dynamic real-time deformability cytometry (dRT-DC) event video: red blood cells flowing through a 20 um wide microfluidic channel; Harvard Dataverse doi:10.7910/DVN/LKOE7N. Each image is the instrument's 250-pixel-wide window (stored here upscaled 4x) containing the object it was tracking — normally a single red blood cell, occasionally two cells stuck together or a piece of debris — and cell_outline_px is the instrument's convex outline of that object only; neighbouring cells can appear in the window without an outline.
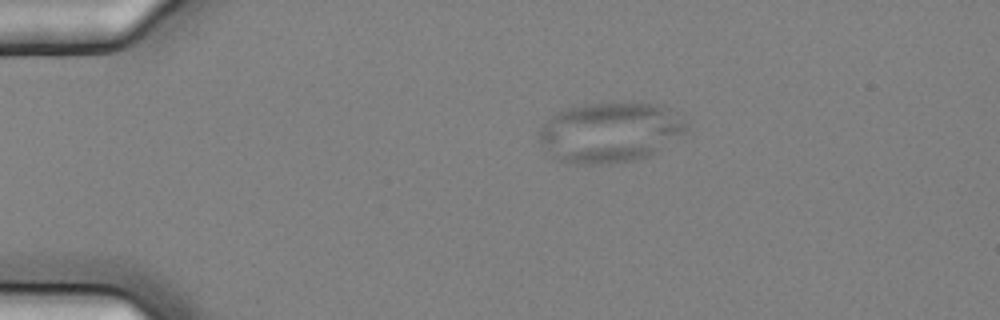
{"species": "common noctule bat (a hibernating species)", "species_latin": "Nyctalus noctula", "temperature_condition": "cold", "stored_images_in_passage": 10, "camera_frame_rate_fps": 3000, "um_per_image_px": 0.085, "animal": {"sex": "female", "body_mass_g": 25.1}, "frame": {"image": 1, "passage_image": 1, "time_ms": 0.0, "image_size_px": [1000, 320], "cell_outline_px": [[684, 132], [648, 156], [636, 160], [608, 164], [576, 164], [560, 160], [552, 156], [540, 140], [540, 128], [556, 112], [564, 108], [584, 104], [656, 104], [668, 108], [684, 124]], "centroid_in_image_um": [51.77, 11.26], "position_along_channel_um": 33.2, "area_um2": 50.29}}